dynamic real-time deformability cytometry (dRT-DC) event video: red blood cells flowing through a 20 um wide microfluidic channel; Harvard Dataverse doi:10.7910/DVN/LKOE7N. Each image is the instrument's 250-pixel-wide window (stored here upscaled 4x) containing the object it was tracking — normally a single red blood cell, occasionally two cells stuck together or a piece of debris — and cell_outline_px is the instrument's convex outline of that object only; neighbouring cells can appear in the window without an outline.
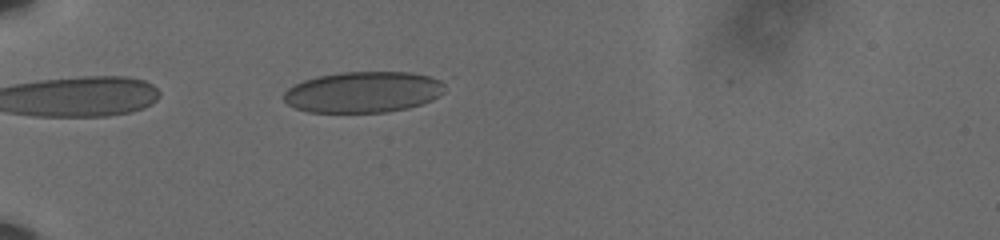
{"species": "human", "species_latin": "Homo sapiens", "temperature_condition": "cold", "stored_images_in_passage": 42, "camera_frame_rate_fps": 3000, "um_per_image_px": 0.085, "donor": {"sex": "male"}, "frame": {"image": 1, "passage_image": 3, "time_ms": 0.667, "image_size_px": [1000, 240], "cell_outline_px": [[444, 92], [440, 96], [432, 100], [408, 108], [388, 112], [308, 112], [296, 108], [288, 104], [284, 100], [284, 92], [288, 88], [304, 80], [320, 76], [340, 72], [412, 72], [444, 80]], "centroid_in_image_um": [30.91, 7.82], "position_along_channel_um": 54.1, "area_um2": 38.61}}
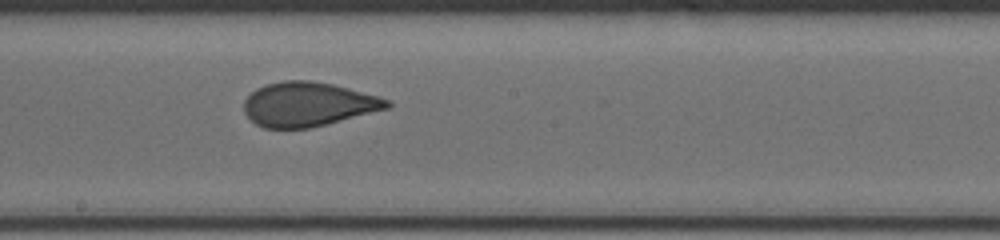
{"frame": {"image": 2, "passage_image": 19, "time_ms": 6.0, "image_size_px": [1000, 240], "cell_outline_px": [[392, 104], [388, 108], [308, 128], [264, 128], [256, 124], [244, 112], [244, 100], [256, 88], [268, 84], [284, 80], [308, 80], [332, 84], [380, 96], [388, 100]], "centroid_in_image_um": [26.16, 8.85], "position_along_channel_um": 222.0, "area_um2": 36.47}}
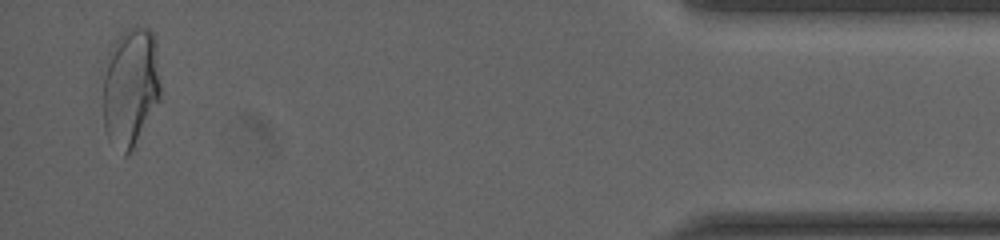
{"frame": {"image": 3, "passage_image": 41, "time_ms": 13.333, "image_size_px": [1000, 240], "cell_outline_px": [[160, 100], [132, 148], [124, 156], [108, 140], [104, 128], [104, 80], [108, 52], [116, 40], [128, 28], [136, 24], [148, 28], [152, 32], [156, 40], [160, 76]], "centroid_in_image_um": [11.11, 7.36], "position_along_channel_um": 424.1, "area_um2": 40.0}, "authors_computed_cell_mechanics": {"area_um2": 37.859, "velocity_mm_per_s": 3.6043, "shape_relaxation_time_tau1_ms": null, "shape_relaxation_time_tau2_ms": 0.7957, "deformation_change_tau1": null, "deformation_change_tau2": 0.0556}}